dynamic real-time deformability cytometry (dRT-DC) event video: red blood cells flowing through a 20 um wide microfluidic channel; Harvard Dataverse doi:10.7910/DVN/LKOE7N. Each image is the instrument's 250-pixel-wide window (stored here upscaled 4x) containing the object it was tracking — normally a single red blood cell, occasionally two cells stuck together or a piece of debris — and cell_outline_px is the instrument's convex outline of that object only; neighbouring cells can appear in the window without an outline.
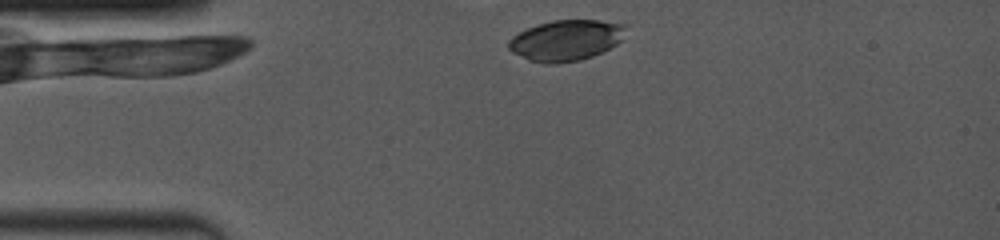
{"species": "common noctule bat (a hibernating species)", "species_latin": "Nyctalus noctula", "temperature_condition": "room temperature", "stored_images_in_passage": 4, "camera_frame_rate_fps": 4000, "um_per_image_px": 0.085, "animal": {"sex": "female", "body_mass_g": 19.0, "forearm_length_mm": 53.3}, "frame": {"image": 1, "passage_image": 1, "time_ms": 0.0, "image_size_px": [1000, 240], "cell_outline_px": [[632, 24], [620, 40], [616, 44], [592, 56], [576, 60], [552, 64], [548, 64], [528, 60], [512, 52], [508, 48], [508, 40], [512, 36], [528, 28], [552, 20], [596, 20]], "centroid_in_image_um": [48.14, 3.41], "position_along_channel_um": 36.9, "area_um2": 27.8}}